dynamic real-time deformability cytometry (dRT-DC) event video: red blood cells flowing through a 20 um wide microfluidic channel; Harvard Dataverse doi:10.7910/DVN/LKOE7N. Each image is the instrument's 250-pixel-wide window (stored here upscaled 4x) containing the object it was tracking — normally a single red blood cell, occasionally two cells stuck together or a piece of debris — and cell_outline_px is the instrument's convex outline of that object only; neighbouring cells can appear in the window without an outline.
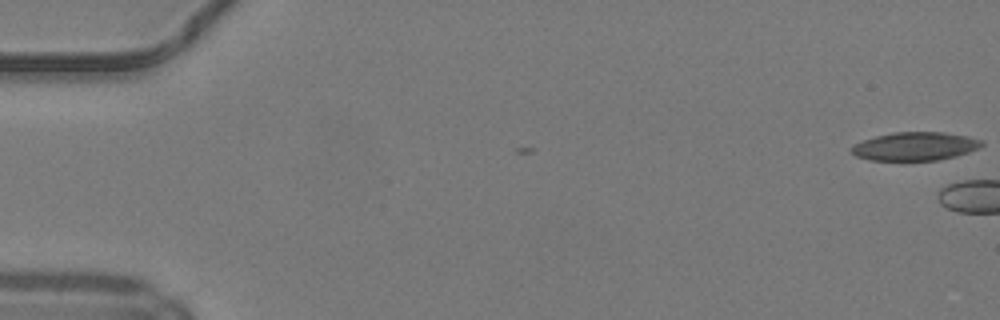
{"species": "common noctule bat (a hibernating species)", "species_latin": "Nyctalus noctula", "temperature_condition": "warm", "stored_images_in_passage": 3, "camera_frame_rate_fps": 3000, "um_per_image_px": 0.085, "animal": {"sex": "male", "body_mass_g": 19.2, "forearm_length_mm": 51.8}, "frame": {"image": 1, "passage_image": 1, "time_ms": 0.0, "image_size_px": [1000, 320], "cell_outline_px": [[984, 144], [980, 148], [956, 156], [940, 160], [868, 160], [856, 156], [852, 152], [852, 144], [876, 136], [892, 132], [944, 132], [968, 136], [984, 140]], "centroid_in_image_um": [77.82, 12.43], "position_along_channel_um": 7.2, "area_um2": 21.68}}